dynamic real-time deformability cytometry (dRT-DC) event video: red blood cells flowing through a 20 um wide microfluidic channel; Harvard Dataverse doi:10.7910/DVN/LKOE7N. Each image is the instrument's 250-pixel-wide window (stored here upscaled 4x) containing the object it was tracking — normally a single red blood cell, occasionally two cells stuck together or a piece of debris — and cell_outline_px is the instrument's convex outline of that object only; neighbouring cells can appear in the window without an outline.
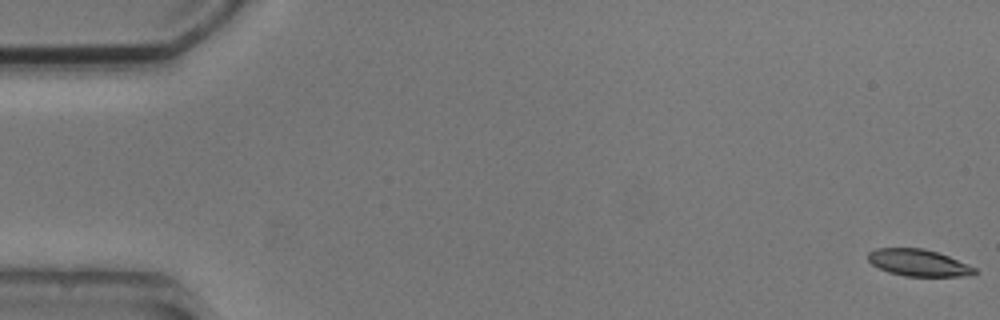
{"species": "common noctule bat (a hibernating species)", "species_latin": "Nyctalus noctula", "temperature_condition": "cold", "stored_images_in_passage": 5, "segment_of_instrument_passage": [2, 2], "camera_frame_rate_fps": 3000, "um_per_image_px": 0.085, "animal": {"sex": "male", "body_mass_g": 20.5, "forearm_length_mm": 52.5}, "frame": {"image": 1, "passage_image": 5, "time_ms": 6.333, "image_size_px": [1000, 320], "cell_outline_px": [[980, 272], [972, 276], [904, 276], [888, 272], [872, 264], [868, 260], [868, 252], [876, 248], [924, 248], [948, 256], [976, 268]], "centroid_in_image_um": [78.09, 22.34], "position_along_channel_um": 6.9, "area_um2": 16.7}}